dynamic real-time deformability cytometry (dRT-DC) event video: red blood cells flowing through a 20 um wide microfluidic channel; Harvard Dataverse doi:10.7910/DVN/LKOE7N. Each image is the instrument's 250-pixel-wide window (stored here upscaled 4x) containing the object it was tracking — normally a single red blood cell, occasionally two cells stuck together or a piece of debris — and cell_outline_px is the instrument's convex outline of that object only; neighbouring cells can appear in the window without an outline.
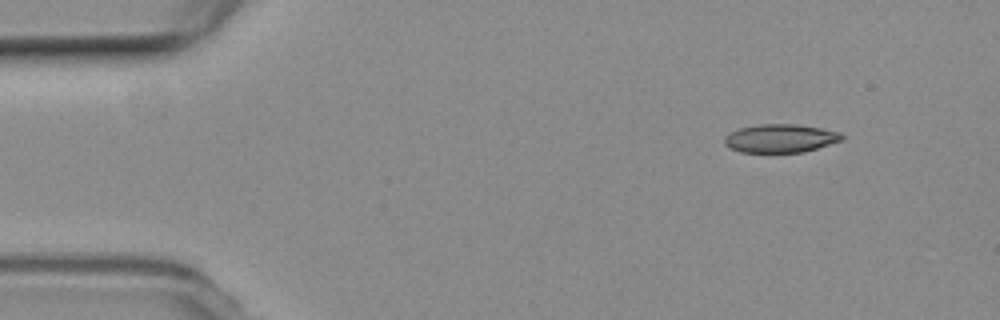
{"species": "common noctule bat (a hibernating species)", "species_latin": "Nyctalus noctula", "temperature_condition": "room temperature", "stored_images_in_passage": 44, "camera_frame_rate_fps": 3000, "um_per_image_px": 0.085, "animal": {"sex": "female", "body_mass_g": 19.3, "forearm_length_mm": 54.1}, "frame": {"image": 1, "passage_image": 1, "time_ms": 0.0, "image_size_px": [1000, 320], "cell_outline_px": [[844, 140], [804, 152], [740, 152], [724, 144], [724, 136], [728, 132], [740, 128], [760, 124], [796, 124], [820, 128], [840, 132], [844, 136]], "centroid_in_image_um": [66.34, 11.76], "position_along_channel_um": 18.7, "area_um2": 19.48}}
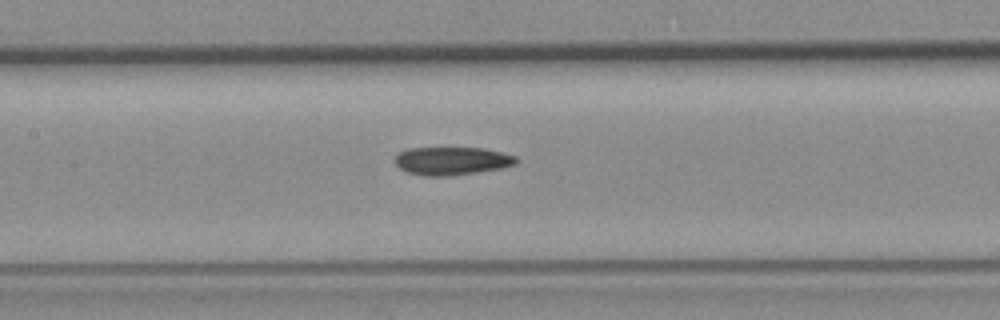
{"frame": {"image": 2, "passage_image": 20, "time_ms": 6.333, "image_size_px": [1000, 320], "cell_outline_px": [[520, 160], [516, 164], [500, 168], [476, 172], [448, 176], [424, 176], [408, 172], [400, 168], [396, 164], [396, 156], [400, 152], [408, 148], [484, 148], [516, 156]], "centroid_in_image_um": [38.43, 13.67], "position_along_channel_um": 169.0, "area_um2": 19.71}}
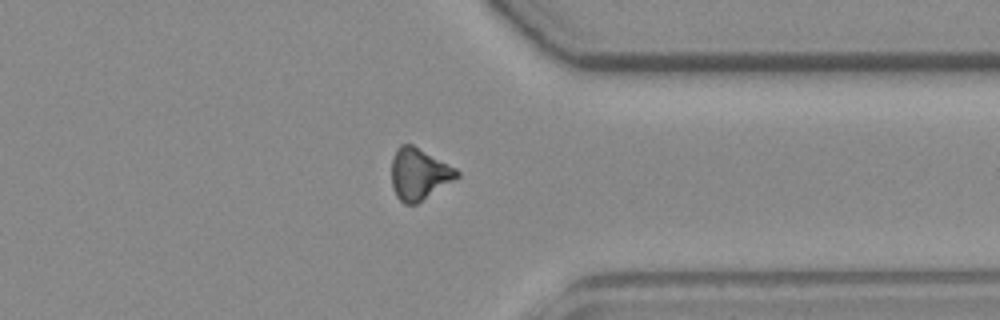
{"frame": {"image": 3, "passage_image": 37, "time_ms": 12.0, "image_size_px": [1000, 320], "cell_outline_px": [[460, 176], [416, 204], [404, 204], [396, 196], [392, 188], [392, 156], [396, 148], [400, 144], [412, 144], [456, 168], [460, 172]], "centroid_in_image_um": [35.59, 14.78], "position_along_channel_um": 375.8, "area_um2": 19.59}}